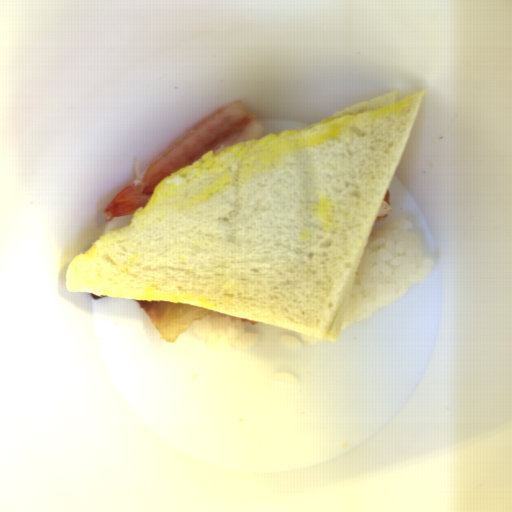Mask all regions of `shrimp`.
Wrapping results in <instances>:
<instances>
[{
  "label": "shrimp",
  "instance_id": "a79e029a",
  "mask_svg": "<svg viewBox=\"0 0 512 512\" xmlns=\"http://www.w3.org/2000/svg\"><path fill=\"white\" fill-rule=\"evenodd\" d=\"M265 126L246 103L227 104L180 139L151 163L144 176L130 182L104 207L106 222L117 216L134 215L147 204L155 188L167 177L197 162L209 151L219 152L248 140H261Z\"/></svg>",
  "mask_w": 512,
  "mask_h": 512
}]
</instances>
